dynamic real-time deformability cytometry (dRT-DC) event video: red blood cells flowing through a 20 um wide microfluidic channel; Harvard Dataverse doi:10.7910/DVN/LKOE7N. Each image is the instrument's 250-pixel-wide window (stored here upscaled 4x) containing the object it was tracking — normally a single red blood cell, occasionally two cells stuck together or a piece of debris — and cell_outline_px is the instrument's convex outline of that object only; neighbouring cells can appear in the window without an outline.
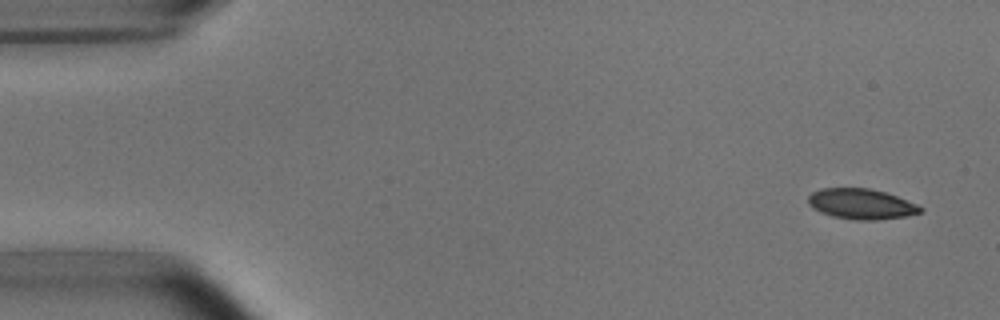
{"species": "common noctule bat (a hibernating species)", "species_latin": "Nyctalus noctula", "temperature_condition": "room temperature", "stored_images_in_passage": 2, "camera_frame_rate_fps": 3000, "um_per_image_px": 0.085, "animal": {"sex": "male", "body_mass_g": 15.6}, "frame": {"image": 1, "passage_image": 1, "time_ms": 0.0, "image_size_px": [1000, 320], "cell_outline_px": [[924, 208], [920, 212], [904, 216], [876, 220], [852, 220], [832, 216], [820, 212], [812, 208], [808, 204], [808, 196], [812, 192], [820, 188], [868, 188], [884, 192], [896, 196], [916, 204]], "centroid_in_image_um": [73.15, 17.34], "position_along_channel_um": 11.8, "area_um2": 19.83}}